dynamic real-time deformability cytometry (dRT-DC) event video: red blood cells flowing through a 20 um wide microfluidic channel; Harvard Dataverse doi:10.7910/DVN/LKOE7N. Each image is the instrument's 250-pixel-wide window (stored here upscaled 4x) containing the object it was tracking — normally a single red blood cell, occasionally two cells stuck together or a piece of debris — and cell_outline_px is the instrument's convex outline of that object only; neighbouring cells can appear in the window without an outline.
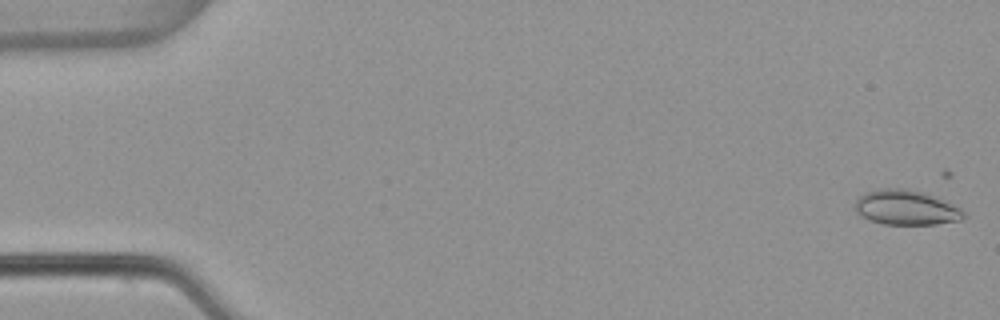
{"species": "common noctule bat (a hibernating species)", "species_latin": "Nyctalus noctula", "temperature_condition": "warm", "stored_images_in_passage": 13, "camera_frame_rate_fps": 3000, "um_per_image_px": 0.085, "animal": {"sex": "female", "body_mass_g": 22.7, "forearm_length_mm": 54.2}, "frame": {"image": 1, "passage_image": 1, "time_ms": 0.0, "image_size_px": [1000, 320], "cell_outline_px": [[968, 216], [960, 220], [936, 224], [884, 224], [860, 216], [856, 212], [856, 200], [864, 192], [880, 188], [908, 188], [920, 192], [960, 208]], "centroid_in_image_um": [76.98, 17.64], "position_along_channel_um": 8.0, "area_um2": 21.73}}